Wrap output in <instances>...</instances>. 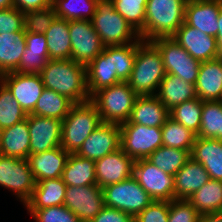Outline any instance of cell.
Here are the masks:
<instances>
[{
  "label": "cell",
  "instance_id": "obj_1",
  "mask_svg": "<svg viewBox=\"0 0 222 222\" xmlns=\"http://www.w3.org/2000/svg\"><path fill=\"white\" fill-rule=\"evenodd\" d=\"M39 75L45 88L66 96L73 103L91 99L87 88L86 67L72 59L49 60Z\"/></svg>",
  "mask_w": 222,
  "mask_h": 222
},
{
  "label": "cell",
  "instance_id": "obj_2",
  "mask_svg": "<svg viewBox=\"0 0 222 222\" xmlns=\"http://www.w3.org/2000/svg\"><path fill=\"white\" fill-rule=\"evenodd\" d=\"M187 0H147L144 28L139 38L153 41L172 37L185 20Z\"/></svg>",
  "mask_w": 222,
  "mask_h": 222
},
{
  "label": "cell",
  "instance_id": "obj_3",
  "mask_svg": "<svg viewBox=\"0 0 222 222\" xmlns=\"http://www.w3.org/2000/svg\"><path fill=\"white\" fill-rule=\"evenodd\" d=\"M165 69L159 49L151 42L140 39L131 76L127 81L138 96H155Z\"/></svg>",
  "mask_w": 222,
  "mask_h": 222
},
{
  "label": "cell",
  "instance_id": "obj_4",
  "mask_svg": "<svg viewBox=\"0 0 222 222\" xmlns=\"http://www.w3.org/2000/svg\"><path fill=\"white\" fill-rule=\"evenodd\" d=\"M101 123L98 109L91 100L74 103L62 120L61 147L69 153H76Z\"/></svg>",
  "mask_w": 222,
  "mask_h": 222
},
{
  "label": "cell",
  "instance_id": "obj_5",
  "mask_svg": "<svg viewBox=\"0 0 222 222\" xmlns=\"http://www.w3.org/2000/svg\"><path fill=\"white\" fill-rule=\"evenodd\" d=\"M91 22L104 46L126 45L140 40L138 32L115 10L113 0H97Z\"/></svg>",
  "mask_w": 222,
  "mask_h": 222
},
{
  "label": "cell",
  "instance_id": "obj_6",
  "mask_svg": "<svg viewBox=\"0 0 222 222\" xmlns=\"http://www.w3.org/2000/svg\"><path fill=\"white\" fill-rule=\"evenodd\" d=\"M137 97L128 82H119L98 90L90 100L96 105L103 123L120 125L129 120Z\"/></svg>",
  "mask_w": 222,
  "mask_h": 222
},
{
  "label": "cell",
  "instance_id": "obj_7",
  "mask_svg": "<svg viewBox=\"0 0 222 222\" xmlns=\"http://www.w3.org/2000/svg\"><path fill=\"white\" fill-rule=\"evenodd\" d=\"M102 189L105 206L123 211L133 217L153 201L133 176Z\"/></svg>",
  "mask_w": 222,
  "mask_h": 222
},
{
  "label": "cell",
  "instance_id": "obj_8",
  "mask_svg": "<svg viewBox=\"0 0 222 222\" xmlns=\"http://www.w3.org/2000/svg\"><path fill=\"white\" fill-rule=\"evenodd\" d=\"M121 149L134 161L147 159L162 146L161 127H148L141 124L122 123Z\"/></svg>",
  "mask_w": 222,
  "mask_h": 222
},
{
  "label": "cell",
  "instance_id": "obj_9",
  "mask_svg": "<svg viewBox=\"0 0 222 222\" xmlns=\"http://www.w3.org/2000/svg\"><path fill=\"white\" fill-rule=\"evenodd\" d=\"M161 53L166 73L175 75L185 82L196 84L200 61L192 56L172 37L151 41Z\"/></svg>",
  "mask_w": 222,
  "mask_h": 222
},
{
  "label": "cell",
  "instance_id": "obj_10",
  "mask_svg": "<svg viewBox=\"0 0 222 222\" xmlns=\"http://www.w3.org/2000/svg\"><path fill=\"white\" fill-rule=\"evenodd\" d=\"M35 183L27 159L0 154V186L12 191L23 205L30 200Z\"/></svg>",
  "mask_w": 222,
  "mask_h": 222
},
{
  "label": "cell",
  "instance_id": "obj_11",
  "mask_svg": "<svg viewBox=\"0 0 222 222\" xmlns=\"http://www.w3.org/2000/svg\"><path fill=\"white\" fill-rule=\"evenodd\" d=\"M133 177L153 200H175L174 176L165 173L148 159L134 162Z\"/></svg>",
  "mask_w": 222,
  "mask_h": 222
},
{
  "label": "cell",
  "instance_id": "obj_12",
  "mask_svg": "<svg viewBox=\"0 0 222 222\" xmlns=\"http://www.w3.org/2000/svg\"><path fill=\"white\" fill-rule=\"evenodd\" d=\"M71 39V59L76 63L87 66L104 49L99 35L93 28L91 20L69 21Z\"/></svg>",
  "mask_w": 222,
  "mask_h": 222
},
{
  "label": "cell",
  "instance_id": "obj_13",
  "mask_svg": "<svg viewBox=\"0 0 222 222\" xmlns=\"http://www.w3.org/2000/svg\"><path fill=\"white\" fill-rule=\"evenodd\" d=\"M64 206L82 222H90L105 206L103 189L97 184L66 186Z\"/></svg>",
  "mask_w": 222,
  "mask_h": 222
},
{
  "label": "cell",
  "instance_id": "obj_14",
  "mask_svg": "<svg viewBox=\"0 0 222 222\" xmlns=\"http://www.w3.org/2000/svg\"><path fill=\"white\" fill-rule=\"evenodd\" d=\"M0 81L12 93L26 114H31L44 90L39 74H22L10 72L0 76Z\"/></svg>",
  "mask_w": 222,
  "mask_h": 222
},
{
  "label": "cell",
  "instance_id": "obj_15",
  "mask_svg": "<svg viewBox=\"0 0 222 222\" xmlns=\"http://www.w3.org/2000/svg\"><path fill=\"white\" fill-rule=\"evenodd\" d=\"M120 148V125L102 122L83 142L76 154L80 157L95 161Z\"/></svg>",
  "mask_w": 222,
  "mask_h": 222
},
{
  "label": "cell",
  "instance_id": "obj_16",
  "mask_svg": "<svg viewBox=\"0 0 222 222\" xmlns=\"http://www.w3.org/2000/svg\"><path fill=\"white\" fill-rule=\"evenodd\" d=\"M192 58L205 62L222 56L214 36H209L197 28L187 25L185 22L172 36Z\"/></svg>",
  "mask_w": 222,
  "mask_h": 222
},
{
  "label": "cell",
  "instance_id": "obj_17",
  "mask_svg": "<svg viewBox=\"0 0 222 222\" xmlns=\"http://www.w3.org/2000/svg\"><path fill=\"white\" fill-rule=\"evenodd\" d=\"M30 154H36L61 146L62 121L28 114Z\"/></svg>",
  "mask_w": 222,
  "mask_h": 222
},
{
  "label": "cell",
  "instance_id": "obj_18",
  "mask_svg": "<svg viewBox=\"0 0 222 222\" xmlns=\"http://www.w3.org/2000/svg\"><path fill=\"white\" fill-rule=\"evenodd\" d=\"M134 162L121 148L95 160L97 185L104 188L132 177Z\"/></svg>",
  "mask_w": 222,
  "mask_h": 222
},
{
  "label": "cell",
  "instance_id": "obj_19",
  "mask_svg": "<svg viewBox=\"0 0 222 222\" xmlns=\"http://www.w3.org/2000/svg\"><path fill=\"white\" fill-rule=\"evenodd\" d=\"M222 0H187L184 22L216 37Z\"/></svg>",
  "mask_w": 222,
  "mask_h": 222
},
{
  "label": "cell",
  "instance_id": "obj_20",
  "mask_svg": "<svg viewBox=\"0 0 222 222\" xmlns=\"http://www.w3.org/2000/svg\"><path fill=\"white\" fill-rule=\"evenodd\" d=\"M69 155L61 146L30 154L27 160L35 182L60 178Z\"/></svg>",
  "mask_w": 222,
  "mask_h": 222
},
{
  "label": "cell",
  "instance_id": "obj_21",
  "mask_svg": "<svg viewBox=\"0 0 222 222\" xmlns=\"http://www.w3.org/2000/svg\"><path fill=\"white\" fill-rule=\"evenodd\" d=\"M87 88L90 97L98 90L121 82L114 70L112 46L103 51L86 66Z\"/></svg>",
  "mask_w": 222,
  "mask_h": 222
},
{
  "label": "cell",
  "instance_id": "obj_22",
  "mask_svg": "<svg viewBox=\"0 0 222 222\" xmlns=\"http://www.w3.org/2000/svg\"><path fill=\"white\" fill-rule=\"evenodd\" d=\"M195 87L202 101L222 100V56L200 63Z\"/></svg>",
  "mask_w": 222,
  "mask_h": 222
},
{
  "label": "cell",
  "instance_id": "obj_23",
  "mask_svg": "<svg viewBox=\"0 0 222 222\" xmlns=\"http://www.w3.org/2000/svg\"><path fill=\"white\" fill-rule=\"evenodd\" d=\"M190 155L203 165L210 179L222 181V140L196 136Z\"/></svg>",
  "mask_w": 222,
  "mask_h": 222
},
{
  "label": "cell",
  "instance_id": "obj_24",
  "mask_svg": "<svg viewBox=\"0 0 222 222\" xmlns=\"http://www.w3.org/2000/svg\"><path fill=\"white\" fill-rule=\"evenodd\" d=\"M0 154L27 159L30 155V132L27 118L0 130Z\"/></svg>",
  "mask_w": 222,
  "mask_h": 222
},
{
  "label": "cell",
  "instance_id": "obj_25",
  "mask_svg": "<svg viewBox=\"0 0 222 222\" xmlns=\"http://www.w3.org/2000/svg\"><path fill=\"white\" fill-rule=\"evenodd\" d=\"M169 117V110L156 96H138L129 120L124 123L141 124L148 127H162Z\"/></svg>",
  "mask_w": 222,
  "mask_h": 222
},
{
  "label": "cell",
  "instance_id": "obj_26",
  "mask_svg": "<svg viewBox=\"0 0 222 222\" xmlns=\"http://www.w3.org/2000/svg\"><path fill=\"white\" fill-rule=\"evenodd\" d=\"M209 180L210 177L203 165L190 158L174 175L175 199L187 200Z\"/></svg>",
  "mask_w": 222,
  "mask_h": 222
},
{
  "label": "cell",
  "instance_id": "obj_27",
  "mask_svg": "<svg viewBox=\"0 0 222 222\" xmlns=\"http://www.w3.org/2000/svg\"><path fill=\"white\" fill-rule=\"evenodd\" d=\"M155 96L170 110L185 101L197 98V93L195 84L166 73Z\"/></svg>",
  "mask_w": 222,
  "mask_h": 222
},
{
  "label": "cell",
  "instance_id": "obj_28",
  "mask_svg": "<svg viewBox=\"0 0 222 222\" xmlns=\"http://www.w3.org/2000/svg\"><path fill=\"white\" fill-rule=\"evenodd\" d=\"M65 192L66 184L61 177L36 182L32 196L24 207L27 209H43L64 205Z\"/></svg>",
  "mask_w": 222,
  "mask_h": 222
},
{
  "label": "cell",
  "instance_id": "obj_29",
  "mask_svg": "<svg viewBox=\"0 0 222 222\" xmlns=\"http://www.w3.org/2000/svg\"><path fill=\"white\" fill-rule=\"evenodd\" d=\"M26 31L0 34V76L14 72L26 48Z\"/></svg>",
  "mask_w": 222,
  "mask_h": 222
},
{
  "label": "cell",
  "instance_id": "obj_30",
  "mask_svg": "<svg viewBox=\"0 0 222 222\" xmlns=\"http://www.w3.org/2000/svg\"><path fill=\"white\" fill-rule=\"evenodd\" d=\"M95 161L70 153L61 179L66 186H89L97 184Z\"/></svg>",
  "mask_w": 222,
  "mask_h": 222
},
{
  "label": "cell",
  "instance_id": "obj_31",
  "mask_svg": "<svg viewBox=\"0 0 222 222\" xmlns=\"http://www.w3.org/2000/svg\"><path fill=\"white\" fill-rule=\"evenodd\" d=\"M50 60L71 59L69 21L56 17L45 32Z\"/></svg>",
  "mask_w": 222,
  "mask_h": 222
},
{
  "label": "cell",
  "instance_id": "obj_32",
  "mask_svg": "<svg viewBox=\"0 0 222 222\" xmlns=\"http://www.w3.org/2000/svg\"><path fill=\"white\" fill-rule=\"evenodd\" d=\"M187 200L200 215L222 212V181L210 179Z\"/></svg>",
  "mask_w": 222,
  "mask_h": 222
},
{
  "label": "cell",
  "instance_id": "obj_33",
  "mask_svg": "<svg viewBox=\"0 0 222 222\" xmlns=\"http://www.w3.org/2000/svg\"><path fill=\"white\" fill-rule=\"evenodd\" d=\"M74 103L54 90L44 88L31 114L63 120Z\"/></svg>",
  "mask_w": 222,
  "mask_h": 222
},
{
  "label": "cell",
  "instance_id": "obj_34",
  "mask_svg": "<svg viewBox=\"0 0 222 222\" xmlns=\"http://www.w3.org/2000/svg\"><path fill=\"white\" fill-rule=\"evenodd\" d=\"M191 158L190 151L160 146L147 159L169 175H175Z\"/></svg>",
  "mask_w": 222,
  "mask_h": 222
},
{
  "label": "cell",
  "instance_id": "obj_35",
  "mask_svg": "<svg viewBox=\"0 0 222 222\" xmlns=\"http://www.w3.org/2000/svg\"><path fill=\"white\" fill-rule=\"evenodd\" d=\"M196 136L222 140V100L203 101L201 125Z\"/></svg>",
  "mask_w": 222,
  "mask_h": 222
},
{
  "label": "cell",
  "instance_id": "obj_36",
  "mask_svg": "<svg viewBox=\"0 0 222 222\" xmlns=\"http://www.w3.org/2000/svg\"><path fill=\"white\" fill-rule=\"evenodd\" d=\"M97 0H53L58 18L71 20H91L95 14Z\"/></svg>",
  "mask_w": 222,
  "mask_h": 222
},
{
  "label": "cell",
  "instance_id": "obj_37",
  "mask_svg": "<svg viewBox=\"0 0 222 222\" xmlns=\"http://www.w3.org/2000/svg\"><path fill=\"white\" fill-rule=\"evenodd\" d=\"M162 130V145L191 152L196 134L182 124L168 117Z\"/></svg>",
  "mask_w": 222,
  "mask_h": 222
},
{
  "label": "cell",
  "instance_id": "obj_38",
  "mask_svg": "<svg viewBox=\"0 0 222 222\" xmlns=\"http://www.w3.org/2000/svg\"><path fill=\"white\" fill-rule=\"evenodd\" d=\"M203 101L198 97L185 101L169 110V117L190 129L196 135L201 125Z\"/></svg>",
  "mask_w": 222,
  "mask_h": 222
},
{
  "label": "cell",
  "instance_id": "obj_39",
  "mask_svg": "<svg viewBox=\"0 0 222 222\" xmlns=\"http://www.w3.org/2000/svg\"><path fill=\"white\" fill-rule=\"evenodd\" d=\"M26 118V112L0 81V130L11 127Z\"/></svg>",
  "mask_w": 222,
  "mask_h": 222
},
{
  "label": "cell",
  "instance_id": "obj_40",
  "mask_svg": "<svg viewBox=\"0 0 222 222\" xmlns=\"http://www.w3.org/2000/svg\"><path fill=\"white\" fill-rule=\"evenodd\" d=\"M137 53V42L126 45L112 46V58L117 78L121 82H127L134 67Z\"/></svg>",
  "mask_w": 222,
  "mask_h": 222
},
{
  "label": "cell",
  "instance_id": "obj_41",
  "mask_svg": "<svg viewBox=\"0 0 222 222\" xmlns=\"http://www.w3.org/2000/svg\"><path fill=\"white\" fill-rule=\"evenodd\" d=\"M115 10L138 33L144 28L147 0H113Z\"/></svg>",
  "mask_w": 222,
  "mask_h": 222
},
{
  "label": "cell",
  "instance_id": "obj_42",
  "mask_svg": "<svg viewBox=\"0 0 222 222\" xmlns=\"http://www.w3.org/2000/svg\"><path fill=\"white\" fill-rule=\"evenodd\" d=\"M56 17L53 5L23 12L24 30L26 33L45 34Z\"/></svg>",
  "mask_w": 222,
  "mask_h": 222
},
{
  "label": "cell",
  "instance_id": "obj_43",
  "mask_svg": "<svg viewBox=\"0 0 222 222\" xmlns=\"http://www.w3.org/2000/svg\"><path fill=\"white\" fill-rule=\"evenodd\" d=\"M27 210L35 222H82L69 208L64 205Z\"/></svg>",
  "mask_w": 222,
  "mask_h": 222
},
{
  "label": "cell",
  "instance_id": "obj_44",
  "mask_svg": "<svg viewBox=\"0 0 222 222\" xmlns=\"http://www.w3.org/2000/svg\"><path fill=\"white\" fill-rule=\"evenodd\" d=\"M200 214L188 200L169 202L168 222H199Z\"/></svg>",
  "mask_w": 222,
  "mask_h": 222
},
{
  "label": "cell",
  "instance_id": "obj_45",
  "mask_svg": "<svg viewBox=\"0 0 222 222\" xmlns=\"http://www.w3.org/2000/svg\"><path fill=\"white\" fill-rule=\"evenodd\" d=\"M168 215L169 201L153 200L134 217V222H168Z\"/></svg>",
  "mask_w": 222,
  "mask_h": 222
},
{
  "label": "cell",
  "instance_id": "obj_46",
  "mask_svg": "<svg viewBox=\"0 0 222 222\" xmlns=\"http://www.w3.org/2000/svg\"><path fill=\"white\" fill-rule=\"evenodd\" d=\"M23 29V12L14 7L0 9V34L14 33Z\"/></svg>",
  "mask_w": 222,
  "mask_h": 222
},
{
  "label": "cell",
  "instance_id": "obj_47",
  "mask_svg": "<svg viewBox=\"0 0 222 222\" xmlns=\"http://www.w3.org/2000/svg\"><path fill=\"white\" fill-rule=\"evenodd\" d=\"M50 60L49 56H40L34 53H24L19 66L14 72L22 74H39Z\"/></svg>",
  "mask_w": 222,
  "mask_h": 222
},
{
  "label": "cell",
  "instance_id": "obj_48",
  "mask_svg": "<svg viewBox=\"0 0 222 222\" xmlns=\"http://www.w3.org/2000/svg\"><path fill=\"white\" fill-rule=\"evenodd\" d=\"M26 48L24 53H34L40 56H49L45 34L26 33Z\"/></svg>",
  "mask_w": 222,
  "mask_h": 222
},
{
  "label": "cell",
  "instance_id": "obj_49",
  "mask_svg": "<svg viewBox=\"0 0 222 222\" xmlns=\"http://www.w3.org/2000/svg\"><path fill=\"white\" fill-rule=\"evenodd\" d=\"M90 222H134V217L115 208L104 206Z\"/></svg>",
  "mask_w": 222,
  "mask_h": 222
},
{
  "label": "cell",
  "instance_id": "obj_50",
  "mask_svg": "<svg viewBox=\"0 0 222 222\" xmlns=\"http://www.w3.org/2000/svg\"><path fill=\"white\" fill-rule=\"evenodd\" d=\"M14 8L21 12L40 10L53 5V0H13Z\"/></svg>",
  "mask_w": 222,
  "mask_h": 222
},
{
  "label": "cell",
  "instance_id": "obj_51",
  "mask_svg": "<svg viewBox=\"0 0 222 222\" xmlns=\"http://www.w3.org/2000/svg\"><path fill=\"white\" fill-rule=\"evenodd\" d=\"M199 222H222V212L202 214Z\"/></svg>",
  "mask_w": 222,
  "mask_h": 222
},
{
  "label": "cell",
  "instance_id": "obj_52",
  "mask_svg": "<svg viewBox=\"0 0 222 222\" xmlns=\"http://www.w3.org/2000/svg\"><path fill=\"white\" fill-rule=\"evenodd\" d=\"M216 40H217L218 49L222 54V7L218 17V31L216 35Z\"/></svg>",
  "mask_w": 222,
  "mask_h": 222
},
{
  "label": "cell",
  "instance_id": "obj_53",
  "mask_svg": "<svg viewBox=\"0 0 222 222\" xmlns=\"http://www.w3.org/2000/svg\"><path fill=\"white\" fill-rule=\"evenodd\" d=\"M14 7L13 0H0V9Z\"/></svg>",
  "mask_w": 222,
  "mask_h": 222
}]
</instances>
